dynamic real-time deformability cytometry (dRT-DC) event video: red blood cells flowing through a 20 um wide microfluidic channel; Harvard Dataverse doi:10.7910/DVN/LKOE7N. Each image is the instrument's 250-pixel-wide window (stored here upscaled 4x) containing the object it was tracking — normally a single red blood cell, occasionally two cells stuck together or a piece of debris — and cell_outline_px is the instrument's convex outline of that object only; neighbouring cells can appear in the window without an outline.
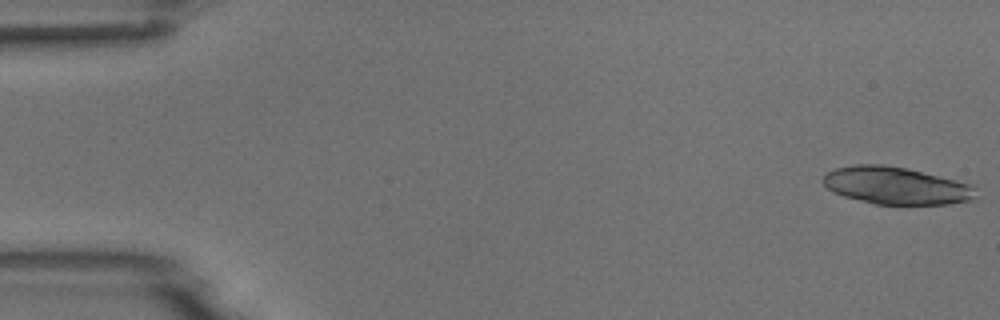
{"species": "common noctule bat (a hibernating species)", "species_latin": "Nyctalus noctula", "temperature_condition": "room temperature", "stored_images_in_passage": 6, "camera_frame_rate_fps": 3000, "um_per_image_px": 0.085, "animal": {"sex": "male", "body_mass_g": 18.8}, "frame": {"image": 1, "passage_image": 1, "time_ms": 0.0, "image_size_px": [1000, 320], "cell_outline_px": [[980, 200], [948, 204], [876, 204], [844, 196], [832, 192], [820, 180], [828, 172], [836, 168], [856, 164], [880, 164], [904, 168], [976, 184]], "centroid_in_image_um": [76.28, 15.79], "position_along_channel_um": 8.7, "area_um2": 33.7}}
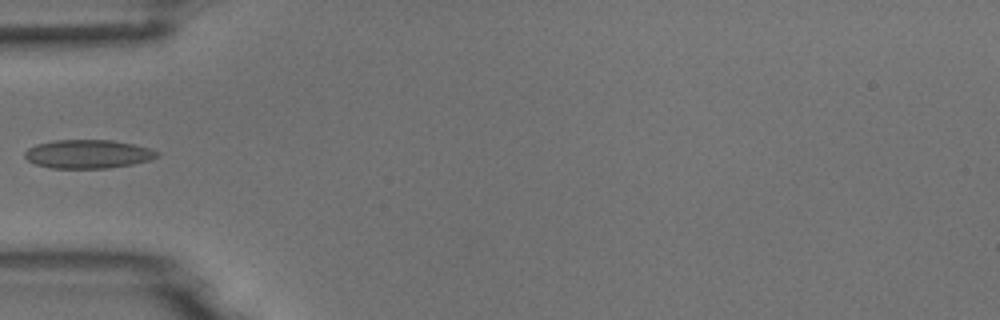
{"frame": {"image": 2, "passage_image": 6, "time_ms": 1.667, "image_size_px": [1000, 320], "cell_outline_px": [[160, 156], [148, 160], [132, 164], [108, 168], [52, 168], [36, 164], [28, 160], [24, 156], [24, 152], [28, 148], [36, 144], [52, 140], [112, 140], [132, 144], [148, 148], [160, 152]], "centroid_in_image_um": [7.46, 13.09], "position_along_channel_um": 77.5, "area_um2": 22.02}}